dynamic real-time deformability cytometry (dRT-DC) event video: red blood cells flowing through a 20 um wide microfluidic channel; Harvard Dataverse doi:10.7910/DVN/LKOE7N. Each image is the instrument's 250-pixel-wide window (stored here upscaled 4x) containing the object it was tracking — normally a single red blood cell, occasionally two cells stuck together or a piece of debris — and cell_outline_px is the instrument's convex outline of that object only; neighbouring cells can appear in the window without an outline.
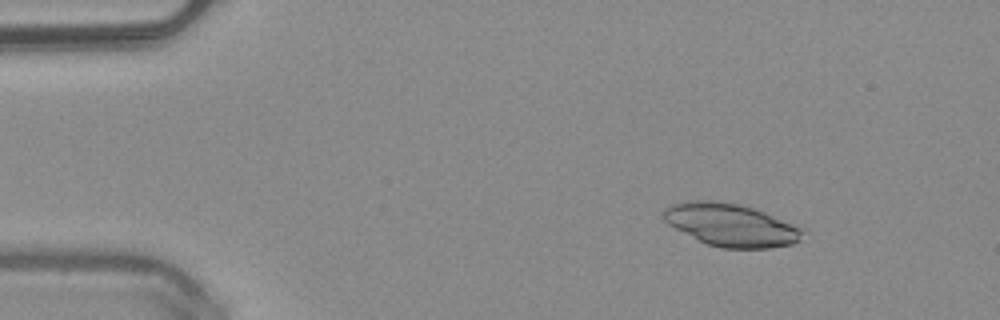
{"species": "common noctule bat (a hibernating species)", "species_latin": "Nyctalus noctula", "temperature_condition": "warm", "stored_images_in_passage": 13, "segment_of_instrument_passage": [1, 2], "camera_frame_rate_fps": 3000, "um_per_image_px": 0.085, "animal": {"sex": "male", "body_mass_g": 20.4}, "frame": {"image": 1, "passage_image": 6, "time_ms": 1.667, "image_size_px": [1000, 320], "cell_outline_px": [[800, 240], [792, 244], [772, 248], [720, 248], [708, 244], [668, 224], [660, 216], [660, 212], [664, 208], [672, 204], [688, 200], [716, 200], [740, 204], [764, 212], [792, 224], [800, 228]], "centroid_in_image_um": [62.05, 19.1], "position_along_channel_um": 22.9, "area_um2": 34.33}}